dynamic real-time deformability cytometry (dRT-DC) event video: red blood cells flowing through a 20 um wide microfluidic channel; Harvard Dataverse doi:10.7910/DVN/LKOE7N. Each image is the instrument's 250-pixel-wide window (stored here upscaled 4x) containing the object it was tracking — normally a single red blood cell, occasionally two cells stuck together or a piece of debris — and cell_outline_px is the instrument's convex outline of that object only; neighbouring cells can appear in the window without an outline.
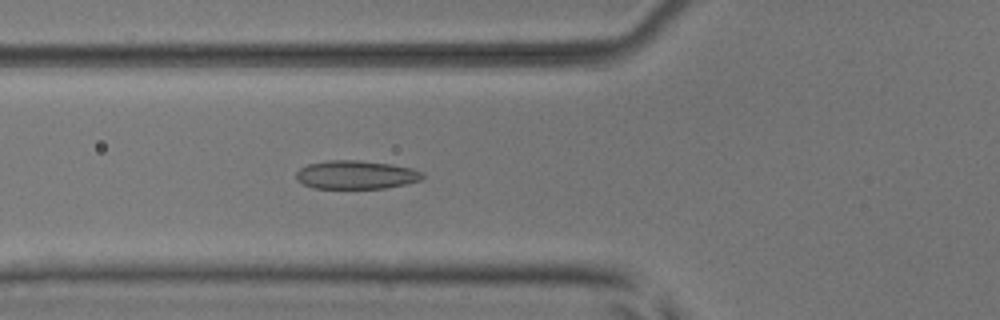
{"species": "common noctule bat (a hibernating species)", "species_latin": "Nyctalus noctula", "temperature_condition": "room temperature", "stored_images_in_passage": 38, "camera_frame_rate_fps": 3000, "um_per_image_px": 0.085, "animal": {"sex": "male", "body_mass_g": 17.9, "forearm_length_mm": 54.2}, "frame": {"image": 1, "passage_image": 5, "time_ms": 1.333, "image_size_px": [1000, 320], "cell_outline_px": [[424, 176], [420, 180], [404, 184], [384, 188], [312, 188], [296, 180], [296, 172], [300, 168], [308, 164], [328, 160], [360, 160], [392, 164], [412, 168], [424, 172]], "centroid_in_image_um": [30.25, 14.85], "position_along_channel_um": 95.5, "area_um2": 21.04}}
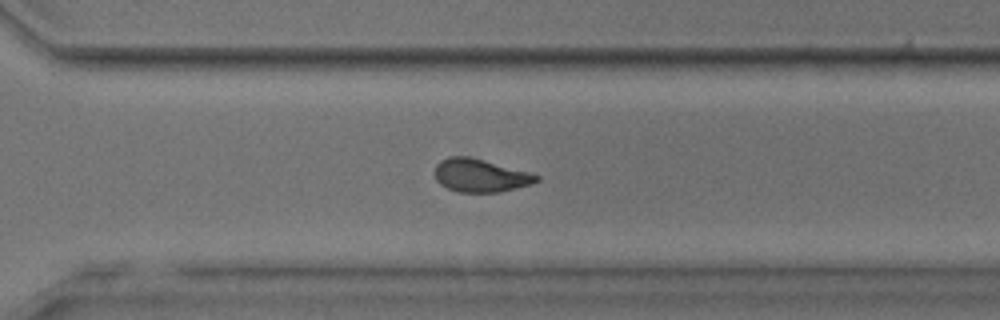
{"frame": {"image": 2, "passage_image": 23, "time_ms": 7.333, "image_size_px": [1000, 320], "cell_outline_px": [[540, 180], [532, 184], [500, 192], [456, 192], [440, 184], [436, 180], [436, 164], [440, 160], [448, 156], [468, 156], [484, 160], [528, 172], [540, 176]], "centroid_in_image_um": [40.82, 14.92], "position_along_channel_um": 329.8, "area_um2": 19.54}}
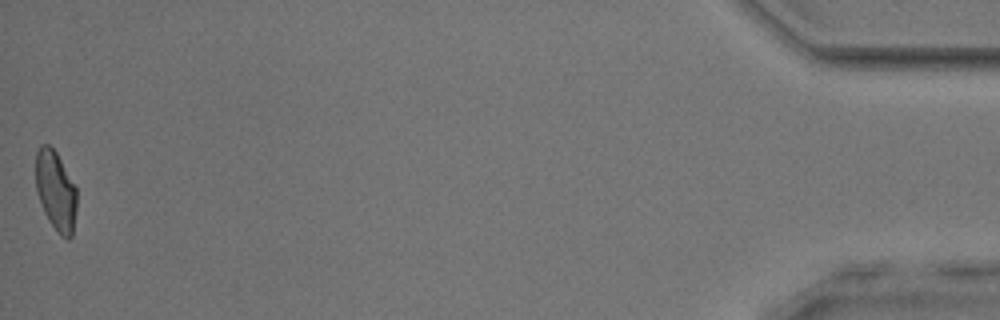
{"frame": {"image": 3, "passage_image": 38, "time_ms": 12.333, "image_size_px": [1000, 320], "cell_outline_px": [[76, 208], [72, 236], [68, 240], [60, 236], [56, 232], [48, 220], [44, 212], [36, 188], [36, 152], [40, 144], [48, 144], [56, 152], [76, 188]], "centroid_in_image_um": [4.73, 16.24], "position_along_channel_um": 430.5, "area_um2": 18.96}, "authors_computed_cell_mechanics": {"area_um2": 20.0566, "velocity_mm_per_s": 3.8993, "shape_relaxation_time_tau1_ms": 4.8051, "shape_relaxation_time_tau2_ms": 1.3, "deformation_change_tau1": 0.1394, "deformation_change_tau2": 0.0716}}